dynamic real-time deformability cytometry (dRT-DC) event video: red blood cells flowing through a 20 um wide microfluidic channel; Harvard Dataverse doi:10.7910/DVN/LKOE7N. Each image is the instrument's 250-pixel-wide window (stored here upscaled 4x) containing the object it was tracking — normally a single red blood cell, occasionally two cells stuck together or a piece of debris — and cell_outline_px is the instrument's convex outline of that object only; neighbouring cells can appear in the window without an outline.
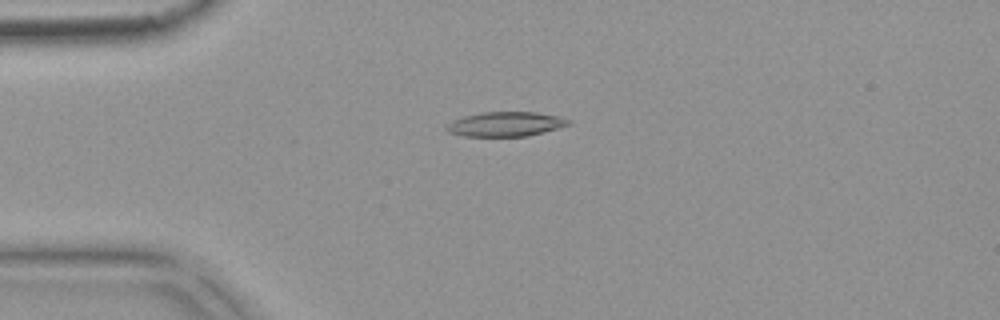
{"species": "common noctule bat (a hibernating species)", "species_latin": "Nyctalus noctula", "temperature_condition": "warm", "stored_images_in_passage": 55, "camera_frame_rate_fps": 3000, "um_per_image_px": 0.085, "animal": {"sex": "female", "body_mass_g": 18.4}, "frame": {"image": 1, "passage_image": 14, "time_ms": 4.333, "image_size_px": [1000, 320], "cell_outline_px": [[572, 124], [544, 132], [528, 136], [464, 136], [448, 132], [444, 128], [452, 120], [464, 116], [480, 112], [536, 112], [556, 116], [572, 120]], "centroid_in_image_um": [42.97, 10.55], "position_along_channel_um": 42.0, "area_um2": 17.51}}
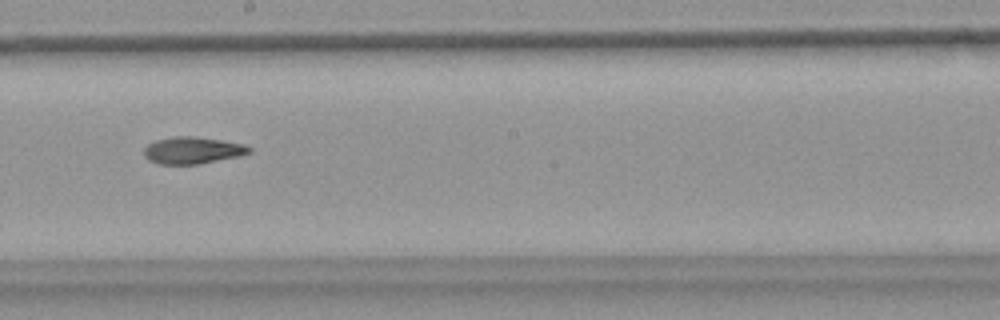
{"frame": {"image": 2, "passage_image": 31, "time_ms": 10.0, "image_size_px": [1000, 320], "cell_outline_px": [[252, 152], [236, 156], [196, 164], [160, 164], [148, 160], [144, 156], [144, 148], [148, 144], [156, 140], [172, 136], [192, 136], [220, 140], [244, 144], [252, 148]], "centroid_in_image_um": [16.33, 12.77], "position_along_channel_um": 231.9, "area_um2": 16.3}}
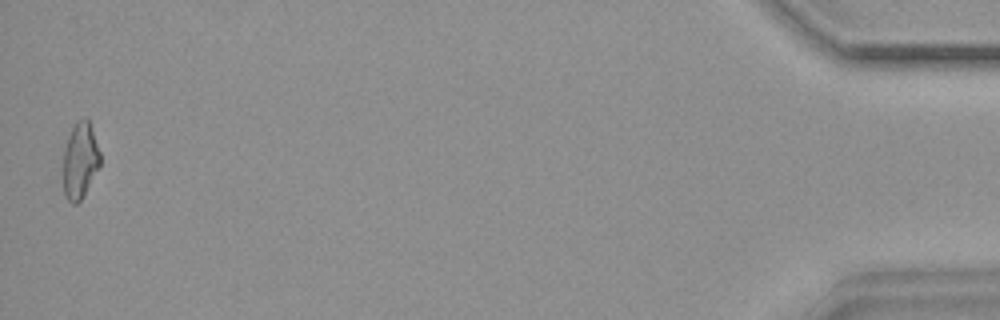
{"frame": {"image": 3, "passage_image": 54, "time_ms": 17.667, "image_size_px": [1000, 320], "cell_outline_px": [[100, 164], [80, 200], [76, 204], [72, 204], [68, 200], [64, 192], [64, 148], [68, 136], [76, 120], [88, 120], [92, 128], [100, 152]], "centroid_in_image_um": [6.8, 13.62], "position_along_channel_um": 428.4, "area_um2": 15.95}, "authors_computed_cell_mechanics": {"area_um2": 16.7042, "velocity_mm_per_s": 3.7607, "shape_relaxation_time_tau1_ms": 11.2325, "shape_relaxation_time_tau2_ms": 6.4184, "deformation_change_tau1": 0.2519, "deformation_change_tau2": 0.1283}}